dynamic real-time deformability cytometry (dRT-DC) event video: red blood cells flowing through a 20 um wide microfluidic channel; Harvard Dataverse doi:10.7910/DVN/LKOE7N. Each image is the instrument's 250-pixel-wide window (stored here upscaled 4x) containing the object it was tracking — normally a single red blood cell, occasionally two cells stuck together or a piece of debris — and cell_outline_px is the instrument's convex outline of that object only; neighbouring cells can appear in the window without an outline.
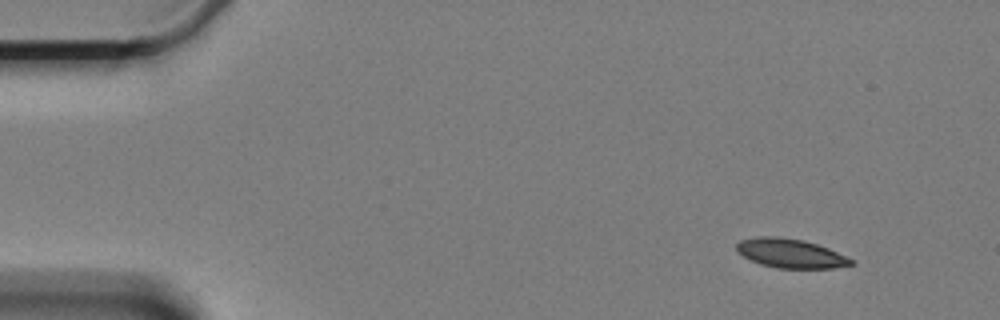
{"species": "Egyptian fruit bat (a non-hibernating species)", "species_latin": "Rousettus aegyptiacus", "temperature_condition": "cold", "stored_images_in_passage": 26, "camera_frame_rate_fps": 3000, "um_per_image_px": 0.085, "animal": {"sex": "female"}, "frame": {"image": 1, "passage_image": 1, "time_ms": 0.0, "image_size_px": [1000, 320], "cell_outline_px": [[852, 264], [832, 268], [776, 268], [760, 264], [744, 256], [736, 248], [736, 244], [740, 240], [760, 236], [776, 236], [804, 240], [828, 248], [852, 260]], "centroid_in_image_um": [67.15, 21.53], "position_along_channel_um": 17.8, "area_um2": 19.07}}